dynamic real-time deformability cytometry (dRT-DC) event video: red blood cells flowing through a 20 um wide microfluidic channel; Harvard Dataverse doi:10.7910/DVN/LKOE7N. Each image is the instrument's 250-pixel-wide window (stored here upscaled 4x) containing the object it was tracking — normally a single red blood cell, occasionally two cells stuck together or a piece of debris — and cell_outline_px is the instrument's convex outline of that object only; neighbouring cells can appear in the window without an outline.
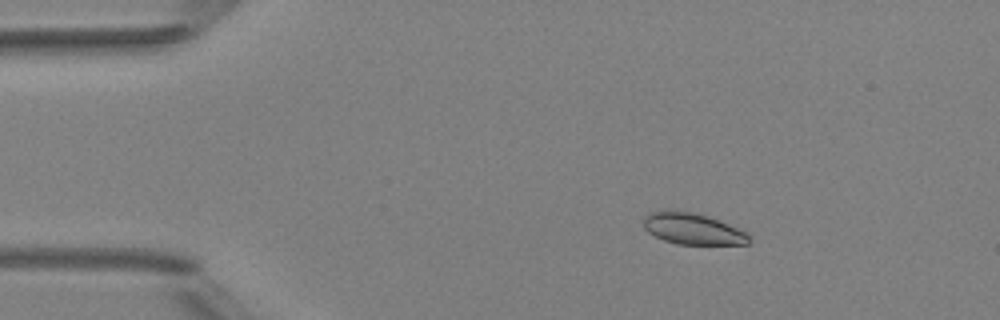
{"species": "Egyptian fruit bat (a non-hibernating species)", "species_latin": "Rousettus aegyptiacus", "temperature_condition": "room temperature", "stored_images_in_passage": 3, "camera_frame_rate_fps": 3000, "um_per_image_px": 0.085, "animal": {"sex": "female"}, "frame": {"image": 1, "passage_image": 1, "time_ms": 0.0, "image_size_px": [1000, 320], "cell_outline_px": [[752, 240], [748, 244], [676, 244], [664, 240], [648, 232], [644, 228], [644, 216], [652, 212], [668, 208], [692, 212], [708, 216], [720, 220], [748, 232]], "centroid_in_image_um": [58.9, 19.43], "position_along_channel_um": 26.1, "area_um2": 19.59}}
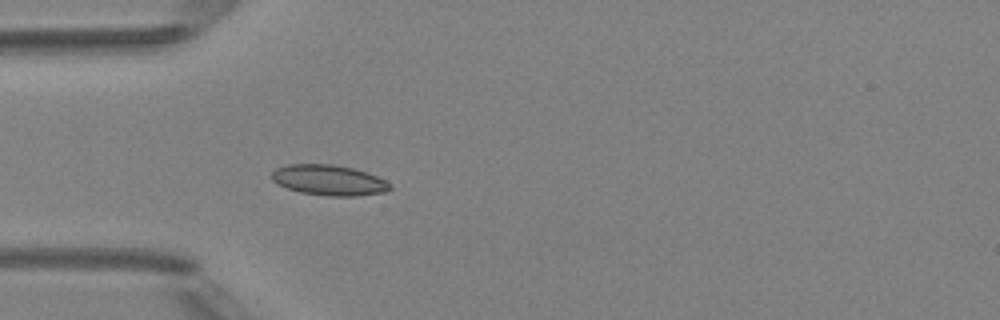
{"frame": {"image": 2, "passage_image": 3, "time_ms": 2.333, "image_size_px": [1000, 320], "cell_outline_px": [[392, 188], [388, 192], [356, 196], [328, 196], [300, 192], [276, 184], [272, 180], [272, 172], [276, 168], [288, 164], [332, 164], [352, 168], [376, 176], [384, 180]], "centroid_in_image_um": [27.93, 15.32], "position_along_channel_um": 57.1, "area_um2": 20.92}}